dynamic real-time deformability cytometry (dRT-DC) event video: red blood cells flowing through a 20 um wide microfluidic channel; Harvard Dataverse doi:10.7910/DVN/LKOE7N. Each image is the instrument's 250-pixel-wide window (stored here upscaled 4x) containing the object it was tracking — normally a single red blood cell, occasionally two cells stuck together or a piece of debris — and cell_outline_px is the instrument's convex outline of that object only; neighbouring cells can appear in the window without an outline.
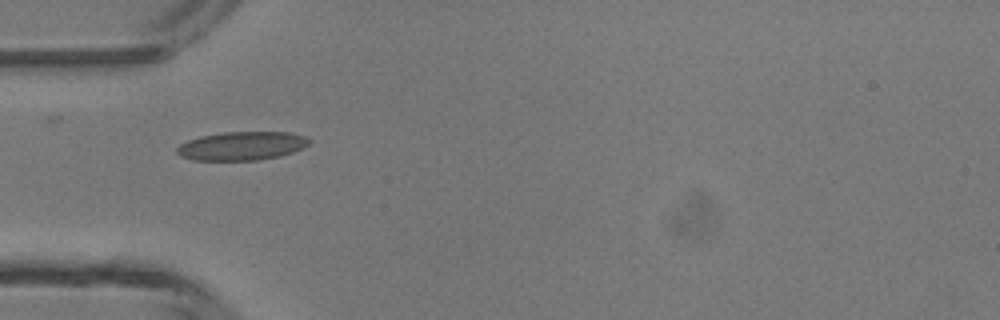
{"species": "common noctule bat (a hibernating species)", "species_latin": "Nyctalus noctula", "temperature_condition": "room temperature", "stored_images_in_passage": 3, "camera_frame_rate_fps": 3000, "um_per_image_px": 0.085, "animal": {"sex": "male", "body_mass_g": 13.3}, "frame": {"image": 1, "passage_image": 3, "time_ms": 3.0, "image_size_px": [1000, 320], "cell_outline_px": [[312, 140], [308, 144], [292, 152], [280, 156], [256, 160], [192, 160], [180, 156], [176, 152], [176, 148], [180, 144], [188, 140], [200, 136], [224, 132], [288, 132], [304, 136]], "centroid_in_image_um": [20.52, 12.4], "position_along_channel_um": 64.5, "area_um2": 21.96}}